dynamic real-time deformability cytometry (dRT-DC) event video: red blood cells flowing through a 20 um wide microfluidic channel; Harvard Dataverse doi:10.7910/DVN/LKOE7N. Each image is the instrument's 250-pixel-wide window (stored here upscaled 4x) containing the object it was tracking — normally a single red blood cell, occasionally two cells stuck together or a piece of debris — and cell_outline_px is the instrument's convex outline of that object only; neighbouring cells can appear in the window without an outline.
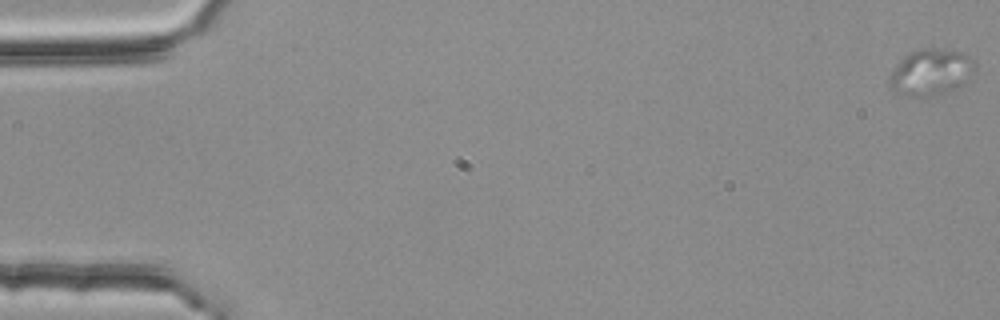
{"species": "common noctule bat (a hibernating species)", "species_latin": "Nyctalus noctula", "temperature_condition": "room temperature", "stored_images_in_passage": 56, "camera_frame_rate_fps": 3000, "um_per_image_px": 0.085, "animal": {"sex": "female", "body_mass_g": 25.1}, "frame": {"image": 1, "passage_image": 1, "time_ms": 0.0, "image_size_px": [1000, 320], "cell_outline_px": [[976, 64], [972, 72], [952, 92], [932, 96], [916, 96], [892, 88], [888, 84], [888, 76], [900, 60], [908, 52], [920, 48], [932, 48], [964, 52], [972, 56]], "centroid_in_image_um": [79.14, 6.1], "position_along_channel_um": 5.9, "area_um2": 22.89}}
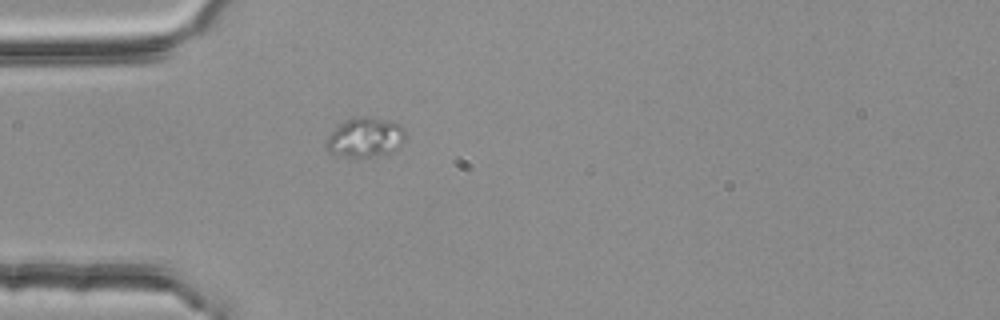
{"frame": {"image": 2, "passage_image": 17, "time_ms": 5.333, "image_size_px": [1000, 320], "cell_outline_px": [[404, 140], [392, 152], [368, 156], [344, 156], [328, 152], [328, 136], [344, 120], [356, 116], [368, 116], [392, 120], [400, 124], [404, 128]], "centroid_in_image_um": [31.07, 11.63], "position_along_channel_um": 53.9, "area_um2": 17.98}}
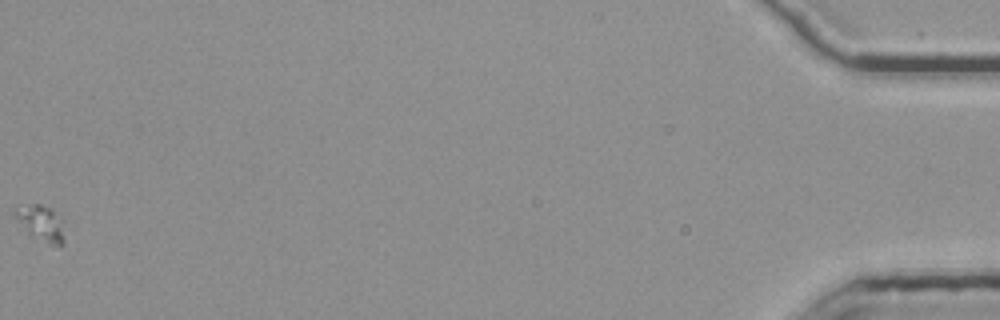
{"frame": {"image": 3, "passage_image": 56, "time_ms": 18.333, "image_size_px": [1000, 320], "cell_outline_px": [[64, 244], [60, 248], [48, 244], [28, 236], [12, 216], [12, 208], [32, 204], [40, 204], [48, 208], [52, 212], [64, 236]], "centroid_in_image_um": [3.34, 19.04], "position_along_channel_um": 431.9, "area_um2": 10.29}}